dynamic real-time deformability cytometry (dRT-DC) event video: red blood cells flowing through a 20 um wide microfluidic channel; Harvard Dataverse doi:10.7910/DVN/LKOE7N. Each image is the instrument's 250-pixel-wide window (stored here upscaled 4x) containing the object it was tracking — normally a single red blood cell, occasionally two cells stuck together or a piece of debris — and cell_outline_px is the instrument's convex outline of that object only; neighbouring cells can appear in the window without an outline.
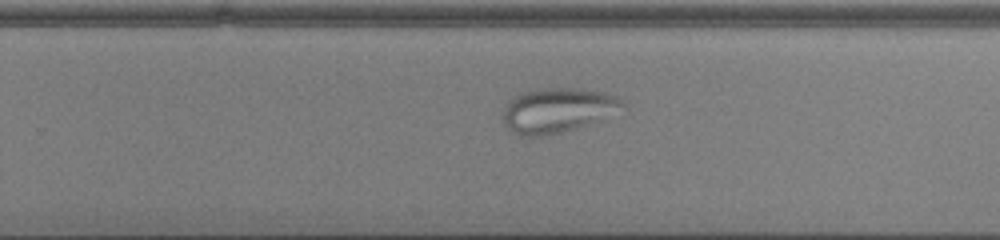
{"species": "common noctule bat (a hibernating species)", "species_latin": "Nyctalus noctula", "temperature_condition": "cold", "stored_images_in_passage": 48, "camera_frame_rate_fps": 3000, "um_per_image_px": 0.085, "animal": {"sex": "male", "body_mass_g": 13.0, "forearm_length_mm": 53.1}, "frame": {"image": 1, "passage_image": 30, "time_ms": 9.667, "image_size_px": [1000, 240], "cell_outline_px": [[628, 108], [576, 128], [560, 132], [540, 136], [520, 136], [512, 132], [504, 124], [500, 112], [508, 100], [524, 92], [544, 88], [580, 88], [604, 92], [616, 96], [628, 104]], "centroid_in_image_um": [47.39, 9.36], "position_along_channel_um": 282.4, "area_um2": 31.39}}
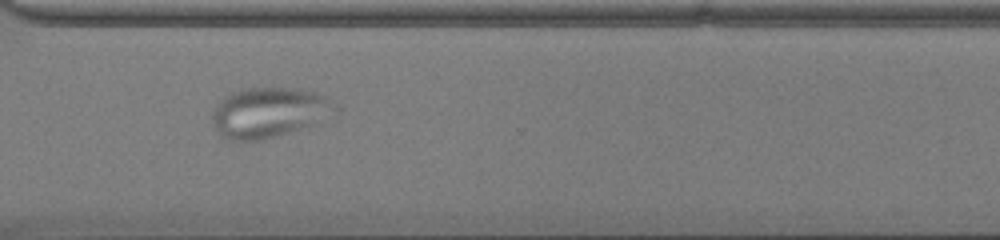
{"frame": {"image": 2, "passage_image": 35, "time_ms": 11.333, "image_size_px": [1000, 240], "cell_outline_px": [[340, 112], [336, 116], [264, 140], [232, 140], [220, 136], [212, 124], [212, 112], [216, 104], [232, 92], [248, 88], [292, 88], [316, 92], [332, 100], [336, 104]], "centroid_in_image_um": [22.9, 9.56], "position_along_channel_um": 347.7, "area_um2": 36.13}}